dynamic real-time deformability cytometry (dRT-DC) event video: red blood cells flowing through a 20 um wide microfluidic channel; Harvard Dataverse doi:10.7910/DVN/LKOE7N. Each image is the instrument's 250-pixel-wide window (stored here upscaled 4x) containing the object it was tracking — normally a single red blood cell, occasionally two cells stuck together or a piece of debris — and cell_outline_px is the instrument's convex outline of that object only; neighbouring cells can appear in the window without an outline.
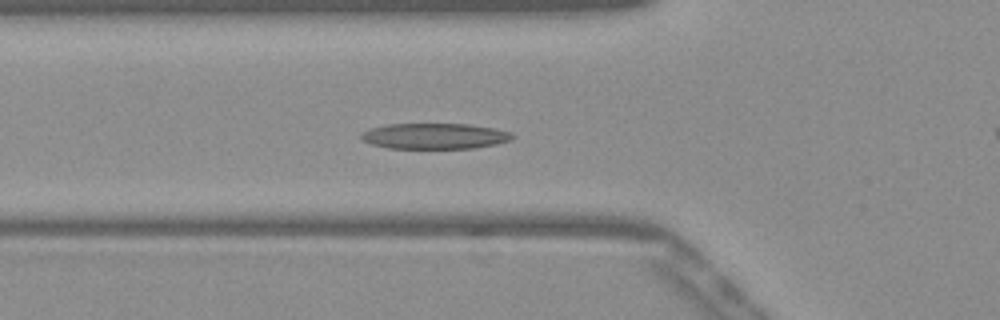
{"species": "Egyptian fruit bat (a non-hibernating species)", "species_latin": "Rousettus aegyptiacus", "temperature_condition": "warm", "stored_images_in_passage": 37, "camera_frame_rate_fps": 3000, "um_per_image_px": 0.085, "frame": {"image": 1, "passage_image": 2, "time_ms": 0.333, "image_size_px": [1000, 320], "cell_outline_px": [[516, 136], [512, 140], [496, 144], [472, 148], [388, 148], [372, 144], [364, 140], [360, 136], [360, 132], [368, 128], [388, 124], [468, 124], [492, 128], [512, 132]], "centroid_in_image_um": [36.95, 11.56], "position_along_channel_um": 88.9, "area_um2": 22.72}}
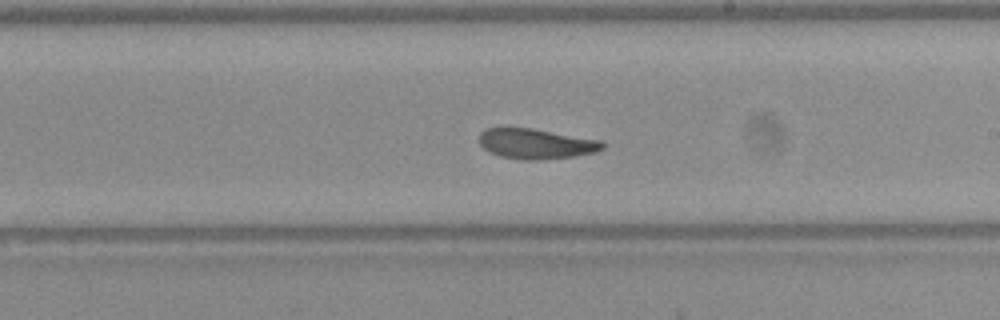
{"frame": {"image": 2, "passage_image": 14, "time_ms": 4.333, "image_size_px": [1000, 320], "cell_outline_px": [[604, 148], [596, 152], [576, 156], [536, 160], [524, 160], [500, 156], [488, 152], [480, 144], [480, 132], [484, 128], [532, 128], [604, 140]], "centroid_in_image_um": [45.6, 12.22], "position_along_channel_um": 243.4, "area_um2": 21.91}}
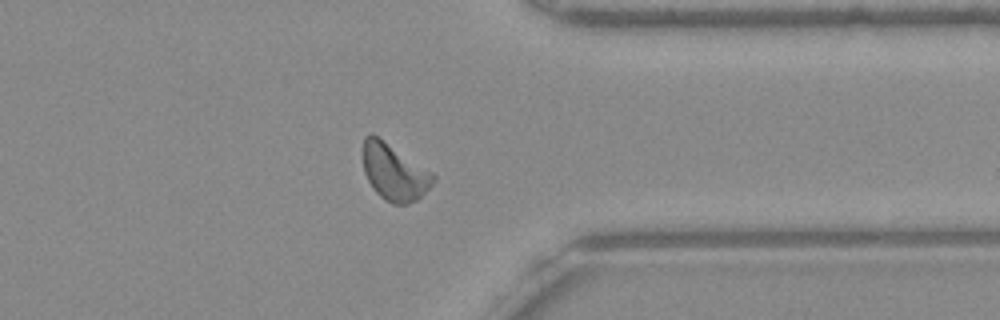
{"frame": {"image": 3, "passage_image": 25, "time_ms": 8.0, "image_size_px": [1000, 320], "cell_outline_px": [[436, 180], [416, 200], [408, 204], [392, 204], [384, 200], [376, 192], [368, 180], [364, 172], [360, 152], [364, 136], [372, 132], [432, 172], [436, 176]], "centroid_in_image_um": [33.45, 14.59], "position_along_channel_um": 378.0, "area_um2": 23.41}}